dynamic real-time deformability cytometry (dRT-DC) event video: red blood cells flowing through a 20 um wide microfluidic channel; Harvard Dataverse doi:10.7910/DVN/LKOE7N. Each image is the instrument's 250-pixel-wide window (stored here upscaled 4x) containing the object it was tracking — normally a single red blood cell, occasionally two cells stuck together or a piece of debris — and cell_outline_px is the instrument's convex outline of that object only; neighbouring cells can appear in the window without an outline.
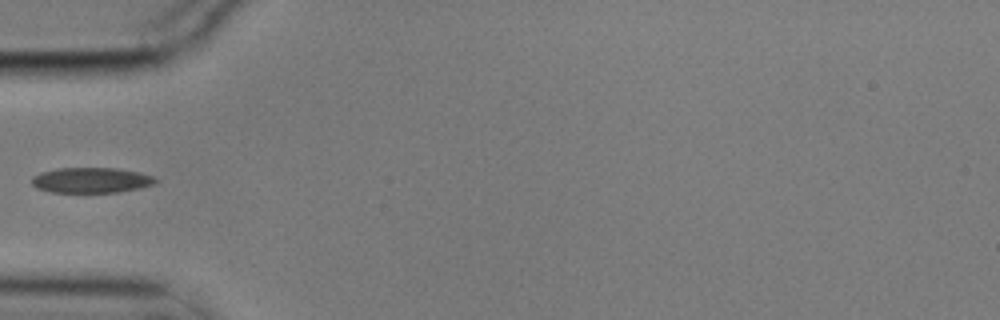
{"species": "common noctule bat (a hibernating species)", "species_latin": "Nyctalus noctula", "temperature_condition": "cold", "stored_images_in_passage": 2, "camera_frame_rate_fps": 3000, "um_per_image_px": 0.085, "animal": {"sex": "male", "body_mass_g": 17.9}, "frame": {"image": 1, "passage_image": 1, "time_ms": 0.0, "image_size_px": [1000, 320], "cell_outline_px": [[156, 184], [140, 188], [116, 192], [52, 192], [36, 188], [32, 184], [32, 176], [40, 172], [56, 168], [116, 168], [136, 172], [152, 176], [156, 180]], "centroid_in_image_um": [7.71, 15.31], "position_along_channel_um": 77.3, "area_um2": 18.21}}
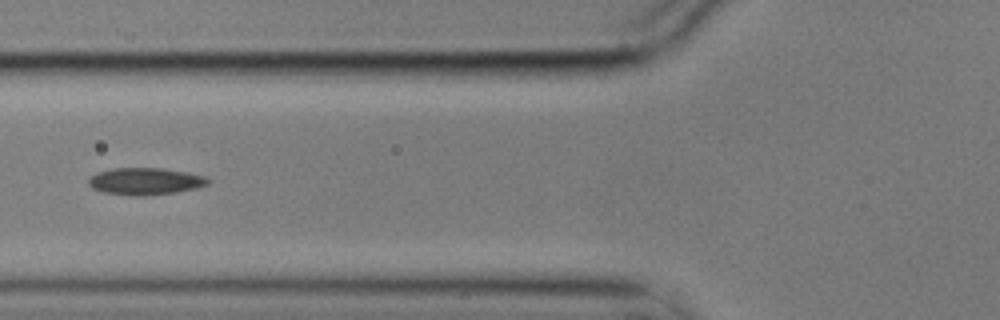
{"frame": {"image": 2, "passage_image": 2, "time_ms": 0.333, "image_size_px": [1000, 320], "cell_outline_px": [[212, 180], [208, 184], [196, 188], [176, 192], [136, 196], [104, 192], [92, 188], [88, 184], [88, 180], [96, 172], [112, 168], [164, 168], [188, 172], [204, 176]], "centroid_in_image_um": [12.36, 15.39], "position_along_channel_um": 113.4, "area_um2": 18.79}}